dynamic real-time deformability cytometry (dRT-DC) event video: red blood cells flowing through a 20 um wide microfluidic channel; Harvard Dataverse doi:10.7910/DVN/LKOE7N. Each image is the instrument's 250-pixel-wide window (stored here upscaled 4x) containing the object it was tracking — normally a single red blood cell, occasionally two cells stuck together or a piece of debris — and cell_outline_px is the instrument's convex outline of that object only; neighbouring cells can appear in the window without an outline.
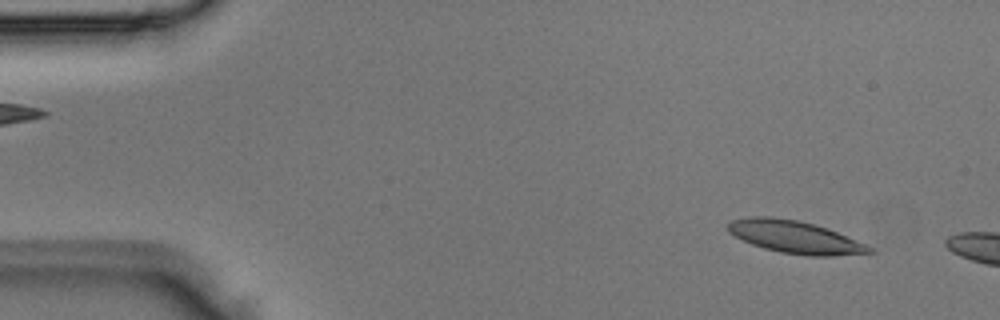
{"species": "Egyptian fruit bat (a non-hibernating species)", "species_latin": "Rousettus aegyptiacus", "temperature_condition": "room temperature", "stored_images_in_passage": 2, "camera_frame_rate_fps": 3000, "um_per_image_px": 0.085, "animal": {"sex": "male"}, "frame": {"image": 1, "passage_image": 2, "time_ms": 0.333, "image_size_px": [1000, 320], "cell_outline_px": [[876, 252], [832, 256], [808, 256], [780, 252], [764, 248], [752, 244], [728, 232], [728, 224], [732, 220], [748, 216], [772, 216], [796, 220], [828, 228], [864, 244], [872, 248]], "centroid_in_image_um": [67.55, 20.14], "position_along_channel_um": 17.4, "area_um2": 26.53}}